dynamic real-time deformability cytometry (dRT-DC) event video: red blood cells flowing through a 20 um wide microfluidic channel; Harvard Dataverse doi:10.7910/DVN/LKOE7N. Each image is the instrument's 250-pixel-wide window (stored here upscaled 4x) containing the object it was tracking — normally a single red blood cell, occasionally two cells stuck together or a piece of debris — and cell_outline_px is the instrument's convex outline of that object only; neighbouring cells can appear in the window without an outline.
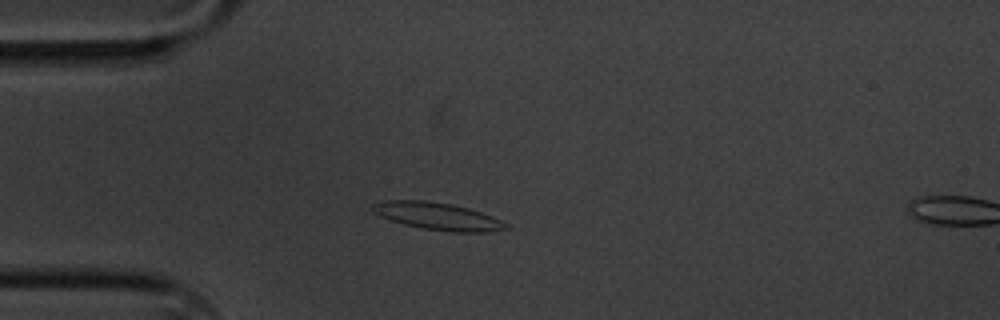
{"species": "common noctule bat (a hibernating species)", "species_latin": "Nyctalus noctula", "temperature_condition": "cold", "stored_images_in_passage": 4, "camera_frame_rate_fps": 3000, "um_per_image_px": 0.085, "animal": {"sex": "male", "body_mass_g": 20.1, "forearm_length_mm": 53.5}, "frame": {"image": 1, "passage_image": 2, "time_ms": 0.333, "image_size_px": [1000, 320], "cell_outline_px": [[512, 228], [488, 232], [452, 232], [420, 228], [404, 224], [380, 216], [372, 212], [372, 204], [388, 200], [424, 200], [452, 204], [468, 208], [492, 216], [508, 224]], "centroid_in_image_um": [37.23, 18.38], "position_along_channel_um": 47.8, "area_um2": 21.27}}